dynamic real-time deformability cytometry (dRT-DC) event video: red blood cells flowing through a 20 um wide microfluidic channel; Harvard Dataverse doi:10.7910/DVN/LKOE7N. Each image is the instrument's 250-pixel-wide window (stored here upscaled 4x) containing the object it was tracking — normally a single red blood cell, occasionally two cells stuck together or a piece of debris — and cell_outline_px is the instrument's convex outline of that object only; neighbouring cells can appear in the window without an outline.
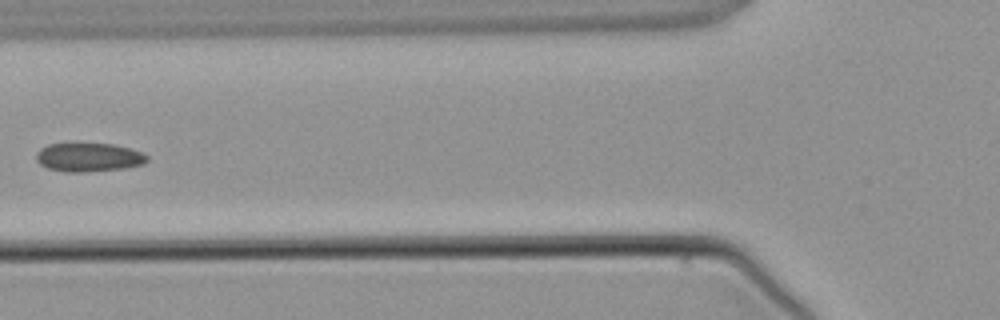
{"species": "common noctule bat (a hibernating species)", "species_latin": "Nyctalus noctula", "temperature_condition": "warm", "stored_images_in_passage": 5, "camera_frame_rate_fps": 3000, "um_per_image_px": 0.085, "animal": {"sex": "male", "body_mass_g": 21.5, "forearm_length_mm": 52.0}, "frame": {"image": 1, "passage_image": 5, "time_ms": 4.667, "image_size_px": [1000, 320], "cell_outline_px": [[148, 160], [144, 164], [124, 168], [84, 172], [64, 172], [48, 168], [40, 164], [36, 160], [36, 152], [40, 148], [48, 144], [112, 144], [128, 148], [140, 152], [148, 156]], "centroid_in_image_um": [7.51, 13.38], "position_along_channel_um": 118.3, "area_um2": 18.44}}